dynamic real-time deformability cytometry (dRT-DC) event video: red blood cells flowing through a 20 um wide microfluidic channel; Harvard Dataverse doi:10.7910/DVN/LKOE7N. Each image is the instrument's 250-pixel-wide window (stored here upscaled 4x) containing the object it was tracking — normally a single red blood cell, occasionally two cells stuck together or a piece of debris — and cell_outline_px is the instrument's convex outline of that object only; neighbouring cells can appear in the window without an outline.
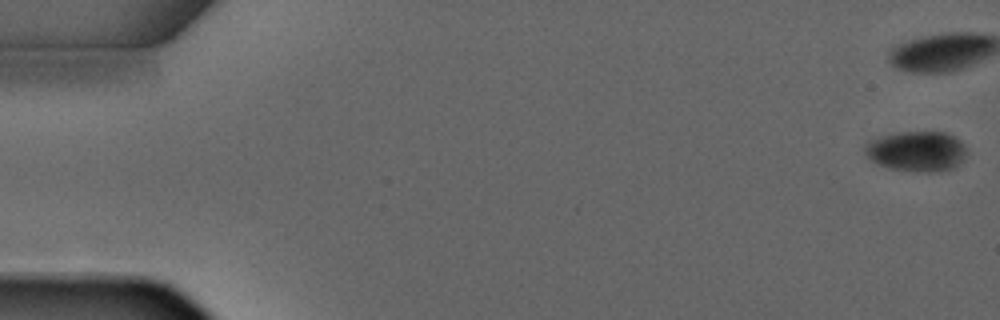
{"species": "common noctule bat (a hibernating species)", "species_latin": "Nyctalus noctula", "temperature_condition": "warm", "stored_images_in_passage": 2, "camera_frame_rate_fps": 3000, "um_per_image_px": 0.085, "animal": {"sex": "male", "forearm_length_mm": 52.5}, "frame": {"image": 1, "passage_image": 1, "time_ms": 0.0, "image_size_px": [1000, 320], "cell_outline_px": [[968, 152], [956, 168], [940, 172], [916, 172], [888, 168], [876, 164], [864, 152], [864, 144], [868, 140], [876, 136], [896, 132], [944, 132], [960, 140], [964, 144]], "centroid_in_image_um": [77.9, 12.86], "position_along_channel_um": 7.1, "area_um2": 24.51}}